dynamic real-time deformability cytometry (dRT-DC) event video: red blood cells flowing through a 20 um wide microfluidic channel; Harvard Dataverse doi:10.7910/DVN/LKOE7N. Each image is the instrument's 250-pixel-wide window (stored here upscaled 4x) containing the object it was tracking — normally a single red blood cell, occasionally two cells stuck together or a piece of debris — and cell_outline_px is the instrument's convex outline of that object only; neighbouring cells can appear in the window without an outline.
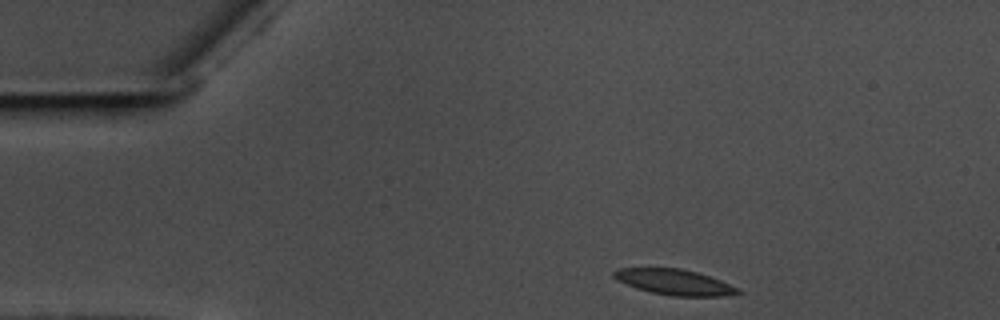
{"species": "common noctule bat (a hibernating species)", "species_latin": "Nyctalus noctula", "temperature_condition": "warm", "stored_images_in_passage": 38, "camera_frame_rate_fps": 3000, "um_per_image_px": 0.085, "animal": {"sex": "male", "body_mass_g": 17.5, "forearm_length_mm": 52.3}, "frame": {"image": 1, "passage_image": 1, "time_ms": 0.0, "image_size_px": [1000, 320], "cell_outline_px": [[744, 292], [724, 296], [672, 296], [652, 292], [636, 288], [616, 280], [612, 276], [612, 272], [616, 268], [680, 268], [696, 272], [720, 280], [740, 288]], "centroid_in_image_um": [57.32, 23.98], "position_along_channel_um": 27.7, "area_um2": 18.55}}
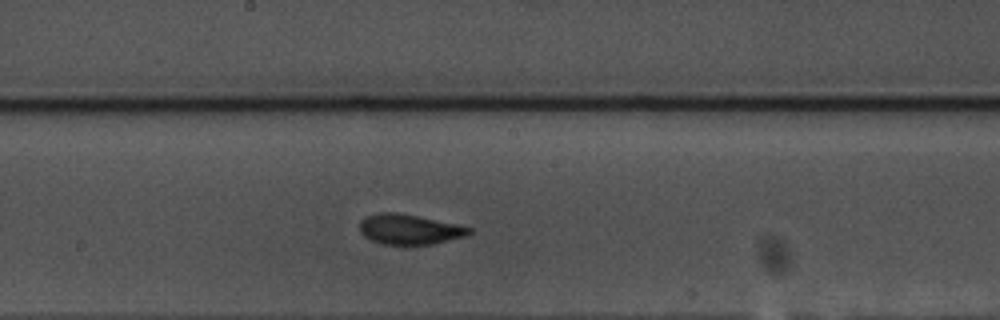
{"frame": {"image": 2, "passage_image": 22, "time_ms": 7.0, "image_size_px": [1000, 320], "cell_outline_px": [[472, 232], [468, 236], [432, 244], [380, 244], [364, 236], [360, 232], [360, 220], [368, 216], [380, 212], [396, 212], [456, 224], [472, 228]], "centroid_in_image_um": [34.81, 19.5], "position_along_channel_um": 213.4, "area_um2": 19.07}}
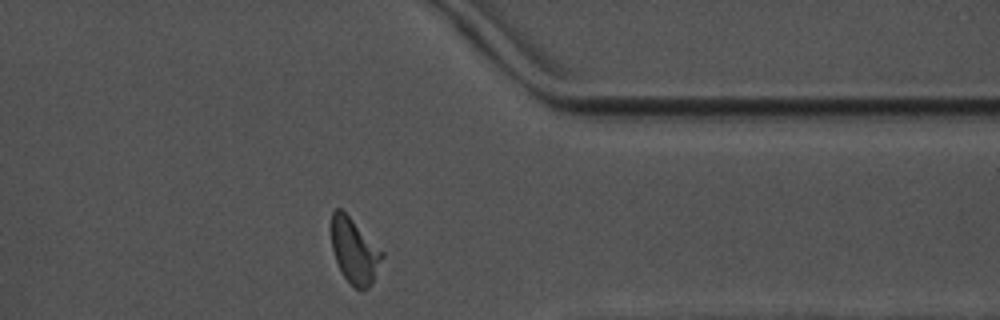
{"frame": {"image": 3, "passage_image": 37, "time_ms": 12.0, "image_size_px": [1000, 320], "cell_outline_px": [[384, 256], [372, 284], [368, 288], [360, 292], [340, 272], [332, 248], [332, 212], [336, 208], [340, 208], [384, 252]], "centroid_in_image_um": [30.15, 21.38], "position_along_channel_um": 381.3, "area_um2": 19.02}, "authors_computed_cell_mechanics": {"area_um2": 18.9295, "velocity_mm_per_s": 3.547, "shape_relaxation_time_tau1_ms": 6.9743, "shape_relaxation_time_tau2_ms": 1.5703, "deformation_change_tau1": 0.16, "deformation_change_tau2": 0.0729}}